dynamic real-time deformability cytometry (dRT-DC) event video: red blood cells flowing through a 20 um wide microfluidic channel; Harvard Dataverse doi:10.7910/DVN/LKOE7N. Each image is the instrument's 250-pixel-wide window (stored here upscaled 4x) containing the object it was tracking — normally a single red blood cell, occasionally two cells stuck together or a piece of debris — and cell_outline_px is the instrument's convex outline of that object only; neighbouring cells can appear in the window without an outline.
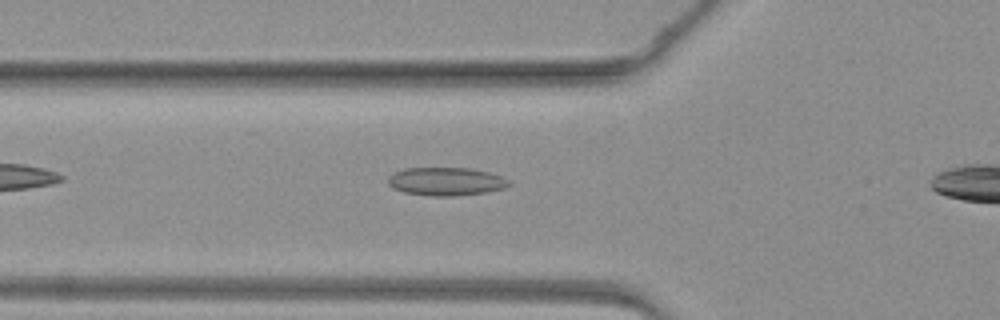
{"species": "common noctule bat (a hibernating species)", "species_latin": "Nyctalus noctula", "temperature_condition": "warm", "stored_images_in_passage": 36, "camera_frame_rate_fps": 3000, "um_per_image_px": 0.085, "animal": {"sex": "female", "body_mass_g": 19.3, "forearm_length_mm": 54.1}, "frame": {"image": 1, "passage_image": 12, "time_ms": 3.667, "image_size_px": [1000, 320], "cell_outline_px": [[512, 184], [504, 188], [488, 192], [456, 196], [432, 196], [404, 192], [392, 188], [388, 184], [388, 176], [404, 168], [472, 168], [488, 172], [500, 176], [508, 180]], "centroid_in_image_um": [37.91, 15.43], "position_along_channel_um": 87.9, "area_um2": 19.94}}
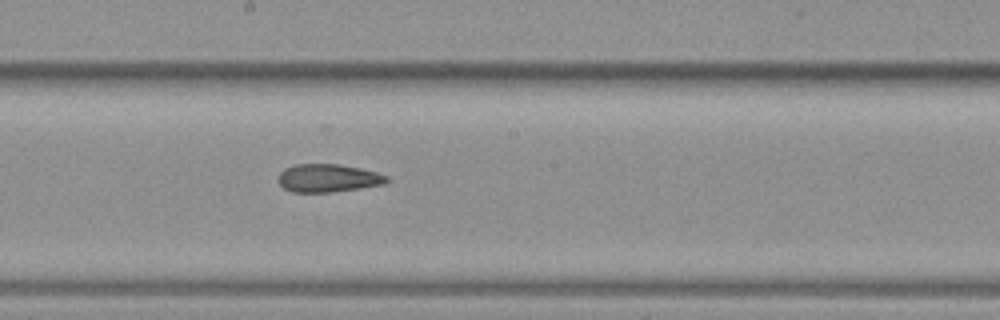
{"frame": {"image": 2, "passage_image": 21, "time_ms": 6.667, "image_size_px": [1000, 320], "cell_outline_px": [[388, 180], [384, 184], [332, 192], [292, 192], [284, 188], [276, 180], [280, 172], [284, 168], [296, 164], [336, 164], [360, 168], [376, 172], [388, 176]], "centroid_in_image_um": [27.84, 15.13], "position_along_channel_um": 220.4, "area_um2": 17.69}}
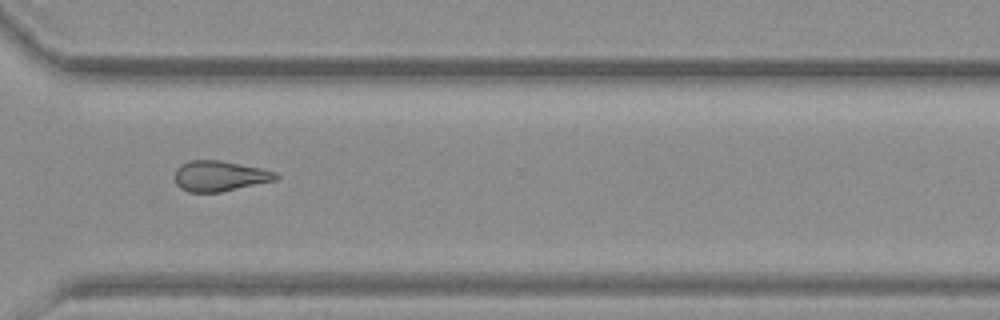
{"frame": {"image": 3, "passage_image": 30, "time_ms": 9.667, "image_size_px": [1000, 320], "cell_outline_px": [[280, 176], [276, 180], [220, 192], [188, 192], [180, 188], [176, 184], [176, 168], [180, 164], [188, 160], [220, 160], [260, 168], [276, 172]], "centroid_in_image_um": [18.66, 14.95], "position_along_channel_um": 351.9, "area_um2": 17.92}}